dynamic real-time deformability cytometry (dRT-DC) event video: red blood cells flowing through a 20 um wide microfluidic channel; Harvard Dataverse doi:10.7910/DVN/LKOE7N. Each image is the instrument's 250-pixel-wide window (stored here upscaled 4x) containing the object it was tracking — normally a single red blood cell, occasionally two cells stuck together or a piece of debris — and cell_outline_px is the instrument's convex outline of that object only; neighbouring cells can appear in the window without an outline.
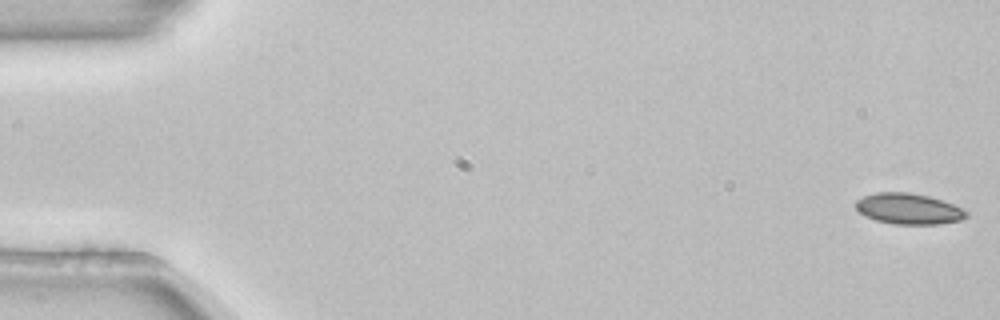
{"species": "common noctule bat (a hibernating species)", "species_latin": "Nyctalus noctula", "temperature_condition": "room temperature", "stored_images_in_passage": 16, "camera_frame_rate_fps": 3000, "um_per_image_px": 0.085, "animal": {"sex": "female", "body_mass_g": 22.7, "forearm_length_mm": 54.2}, "frame": {"image": 1, "passage_image": 1, "time_ms": 0.0, "image_size_px": [1000, 320], "cell_outline_px": [[968, 216], [960, 220], [936, 224], [892, 224], [876, 220], [864, 216], [856, 208], [856, 200], [864, 196], [876, 192], [908, 192], [928, 196], [952, 204], [968, 212]], "centroid_in_image_um": [77.2, 17.75], "position_along_channel_um": 7.8, "area_um2": 19.71}}
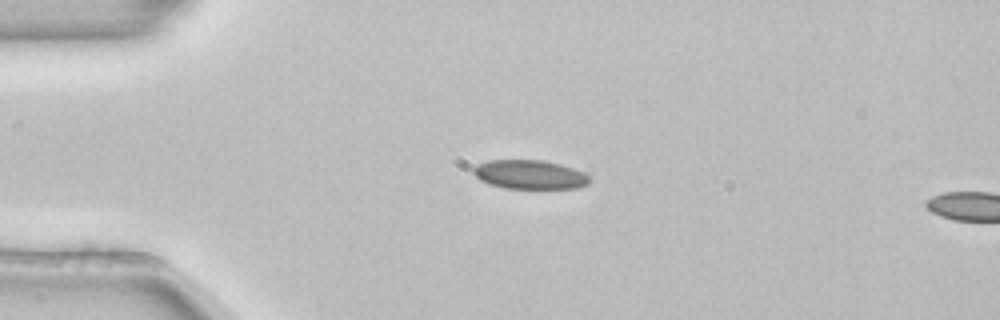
{"frame": {"image": 2, "passage_image": 13, "time_ms": 4.0, "image_size_px": [1000, 320], "cell_outline_px": [[592, 180], [588, 184], [576, 188], [504, 188], [488, 184], [480, 180], [472, 172], [472, 168], [476, 164], [488, 160], [544, 160], [560, 164], [584, 172]], "centroid_in_image_um": [45.0, 14.83], "position_along_channel_um": 40.0, "area_um2": 19.77}}